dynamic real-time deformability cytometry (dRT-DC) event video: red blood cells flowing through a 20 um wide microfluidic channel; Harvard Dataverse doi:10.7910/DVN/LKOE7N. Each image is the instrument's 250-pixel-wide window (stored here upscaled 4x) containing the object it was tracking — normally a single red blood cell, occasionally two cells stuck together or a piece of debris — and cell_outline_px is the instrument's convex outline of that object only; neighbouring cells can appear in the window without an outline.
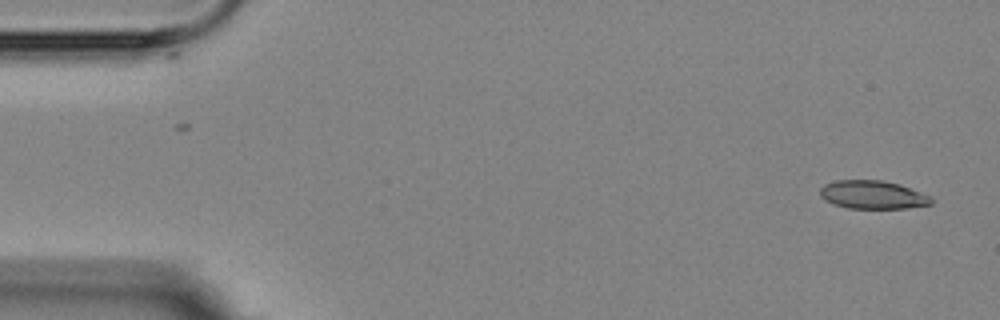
{"species": "Egyptian fruit bat (a non-hibernating species)", "species_latin": "Rousettus aegyptiacus", "temperature_condition": "room temperature", "stored_images_in_passage": 2, "camera_frame_rate_fps": 3000, "um_per_image_px": 0.085, "animal": {"sex": "female"}, "frame": {"image": 1, "passage_image": 2, "time_ms": 1.0, "image_size_px": [1000, 320], "cell_outline_px": [[932, 204], [908, 208], [848, 208], [824, 200], [820, 196], [820, 188], [824, 184], [836, 180], [880, 180], [900, 184], [932, 196]], "centroid_in_image_um": [74.19, 16.55], "position_along_channel_um": 10.8, "area_um2": 18.38}}